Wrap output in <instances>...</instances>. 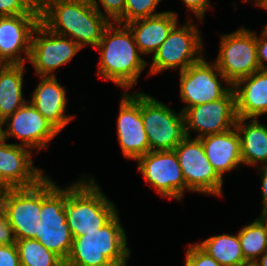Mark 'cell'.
Segmentation results:
<instances>
[{"label":"cell","mask_w":267,"mask_h":266,"mask_svg":"<svg viewBox=\"0 0 267 266\" xmlns=\"http://www.w3.org/2000/svg\"><path fill=\"white\" fill-rule=\"evenodd\" d=\"M40 22L52 32L68 37L81 48L96 47L111 23L90 0H39Z\"/></svg>","instance_id":"6da1fadb"},{"label":"cell","mask_w":267,"mask_h":266,"mask_svg":"<svg viewBox=\"0 0 267 266\" xmlns=\"http://www.w3.org/2000/svg\"><path fill=\"white\" fill-rule=\"evenodd\" d=\"M111 22L95 47L101 54L97 74L124 90L132 88L146 68L145 59L135 43L133 33L126 24Z\"/></svg>","instance_id":"7a4b0ae2"},{"label":"cell","mask_w":267,"mask_h":266,"mask_svg":"<svg viewBox=\"0 0 267 266\" xmlns=\"http://www.w3.org/2000/svg\"><path fill=\"white\" fill-rule=\"evenodd\" d=\"M130 254L126 232L117 213L97 231L73 237L65 266H127Z\"/></svg>","instance_id":"3957f363"},{"label":"cell","mask_w":267,"mask_h":266,"mask_svg":"<svg viewBox=\"0 0 267 266\" xmlns=\"http://www.w3.org/2000/svg\"><path fill=\"white\" fill-rule=\"evenodd\" d=\"M81 178L67 187L66 221L72 237L97 231L117 213L115 204L101 192L94 178Z\"/></svg>","instance_id":"277c9868"},{"label":"cell","mask_w":267,"mask_h":266,"mask_svg":"<svg viewBox=\"0 0 267 266\" xmlns=\"http://www.w3.org/2000/svg\"><path fill=\"white\" fill-rule=\"evenodd\" d=\"M67 187L60 188L51 178L41 180L40 221L36 240L64 261L70 254L73 237L66 221Z\"/></svg>","instance_id":"5b68a950"},{"label":"cell","mask_w":267,"mask_h":266,"mask_svg":"<svg viewBox=\"0 0 267 266\" xmlns=\"http://www.w3.org/2000/svg\"><path fill=\"white\" fill-rule=\"evenodd\" d=\"M141 117L150 151L174 150L188 137L183 112L175 113L144 92H141Z\"/></svg>","instance_id":"8992f818"},{"label":"cell","mask_w":267,"mask_h":266,"mask_svg":"<svg viewBox=\"0 0 267 266\" xmlns=\"http://www.w3.org/2000/svg\"><path fill=\"white\" fill-rule=\"evenodd\" d=\"M176 24L166 40L153 54L149 75H155L164 70L179 67V72L203 58V45L200 31L189 20L177 28Z\"/></svg>","instance_id":"52a82bcc"},{"label":"cell","mask_w":267,"mask_h":266,"mask_svg":"<svg viewBox=\"0 0 267 266\" xmlns=\"http://www.w3.org/2000/svg\"><path fill=\"white\" fill-rule=\"evenodd\" d=\"M220 40L219 54L214 63L232 86L260 70L254 31L241 27L222 35Z\"/></svg>","instance_id":"ba28073f"},{"label":"cell","mask_w":267,"mask_h":266,"mask_svg":"<svg viewBox=\"0 0 267 266\" xmlns=\"http://www.w3.org/2000/svg\"><path fill=\"white\" fill-rule=\"evenodd\" d=\"M191 138L188 136L174 149L185 180V191L222 196L223 179L206 157L201 139Z\"/></svg>","instance_id":"9c48e42d"},{"label":"cell","mask_w":267,"mask_h":266,"mask_svg":"<svg viewBox=\"0 0 267 266\" xmlns=\"http://www.w3.org/2000/svg\"><path fill=\"white\" fill-rule=\"evenodd\" d=\"M228 85L222 87V81ZM180 98L186 106L181 110L185 112L195 105L209 103L223 98L231 89L232 85L218 70L214 62H206L202 58L199 62L190 65L180 72ZM230 85V86H229Z\"/></svg>","instance_id":"30bf717a"},{"label":"cell","mask_w":267,"mask_h":266,"mask_svg":"<svg viewBox=\"0 0 267 266\" xmlns=\"http://www.w3.org/2000/svg\"><path fill=\"white\" fill-rule=\"evenodd\" d=\"M81 49L72 39L52 32L39 22L32 33L29 61L38 77H54V71L69 63Z\"/></svg>","instance_id":"8fae6325"},{"label":"cell","mask_w":267,"mask_h":266,"mask_svg":"<svg viewBox=\"0 0 267 266\" xmlns=\"http://www.w3.org/2000/svg\"><path fill=\"white\" fill-rule=\"evenodd\" d=\"M144 179L161 197L182 200L185 180L174 150L149 151L137 160Z\"/></svg>","instance_id":"7c38bea8"},{"label":"cell","mask_w":267,"mask_h":266,"mask_svg":"<svg viewBox=\"0 0 267 266\" xmlns=\"http://www.w3.org/2000/svg\"><path fill=\"white\" fill-rule=\"evenodd\" d=\"M4 125L8 127L6 130ZM4 129V130H3ZM60 132L27 100L12 115L0 122V137L8 140L10 136L21 141V146L31 150L46 148Z\"/></svg>","instance_id":"4fadbf2b"},{"label":"cell","mask_w":267,"mask_h":266,"mask_svg":"<svg viewBox=\"0 0 267 266\" xmlns=\"http://www.w3.org/2000/svg\"><path fill=\"white\" fill-rule=\"evenodd\" d=\"M0 207L8 215L16 240L36 239L40 221L41 181L28 188H10L0 197Z\"/></svg>","instance_id":"5bb4252c"},{"label":"cell","mask_w":267,"mask_h":266,"mask_svg":"<svg viewBox=\"0 0 267 266\" xmlns=\"http://www.w3.org/2000/svg\"><path fill=\"white\" fill-rule=\"evenodd\" d=\"M186 132H198L196 138L225 132L236 125V103L233 88L218 100L195 105L184 113Z\"/></svg>","instance_id":"9a60e30c"},{"label":"cell","mask_w":267,"mask_h":266,"mask_svg":"<svg viewBox=\"0 0 267 266\" xmlns=\"http://www.w3.org/2000/svg\"><path fill=\"white\" fill-rule=\"evenodd\" d=\"M117 119V135L123 155L131 160L150 151L141 117V92L122 94Z\"/></svg>","instance_id":"2e32d148"},{"label":"cell","mask_w":267,"mask_h":266,"mask_svg":"<svg viewBox=\"0 0 267 266\" xmlns=\"http://www.w3.org/2000/svg\"><path fill=\"white\" fill-rule=\"evenodd\" d=\"M39 22L40 14L0 16V57L6 64L29 60L32 33Z\"/></svg>","instance_id":"e0dca14e"},{"label":"cell","mask_w":267,"mask_h":266,"mask_svg":"<svg viewBox=\"0 0 267 266\" xmlns=\"http://www.w3.org/2000/svg\"><path fill=\"white\" fill-rule=\"evenodd\" d=\"M32 150L0 137V178L9 188H28L46 177L33 165Z\"/></svg>","instance_id":"ac0fdd59"},{"label":"cell","mask_w":267,"mask_h":266,"mask_svg":"<svg viewBox=\"0 0 267 266\" xmlns=\"http://www.w3.org/2000/svg\"><path fill=\"white\" fill-rule=\"evenodd\" d=\"M41 81L29 100L32 105L60 132L75 118L66 115V88L58 83L57 77L41 76Z\"/></svg>","instance_id":"d6986e66"},{"label":"cell","mask_w":267,"mask_h":266,"mask_svg":"<svg viewBox=\"0 0 267 266\" xmlns=\"http://www.w3.org/2000/svg\"><path fill=\"white\" fill-rule=\"evenodd\" d=\"M200 139L206 157L222 179L225 172L236 169L239 164H243L241 140L236 127Z\"/></svg>","instance_id":"ffe728a7"},{"label":"cell","mask_w":267,"mask_h":266,"mask_svg":"<svg viewBox=\"0 0 267 266\" xmlns=\"http://www.w3.org/2000/svg\"><path fill=\"white\" fill-rule=\"evenodd\" d=\"M239 118H257L267 114V69H260L232 86Z\"/></svg>","instance_id":"44dd1931"},{"label":"cell","mask_w":267,"mask_h":266,"mask_svg":"<svg viewBox=\"0 0 267 266\" xmlns=\"http://www.w3.org/2000/svg\"><path fill=\"white\" fill-rule=\"evenodd\" d=\"M178 23V14L165 11L154 16L133 20L126 25L133 33L140 53L153 55Z\"/></svg>","instance_id":"7402d4cb"},{"label":"cell","mask_w":267,"mask_h":266,"mask_svg":"<svg viewBox=\"0 0 267 266\" xmlns=\"http://www.w3.org/2000/svg\"><path fill=\"white\" fill-rule=\"evenodd\" d=\"M247 120H250L249 124L245 122ZM235 127L241 140L242 163L247 166L258 162L267 164V127L256 118L239 117Z\"/></svg>","instance_id":"603a6c76"},{"label":"cell","mask_w":267,"mask_h":266,"mask_svg":"<svg viewBox=\"0 0 267 266\" xmlns=\"http://www.w3.org/2000/svg\"><path fill=\"white\" fill-rule=\"evenodd\" d=\"M25 64H6L0 70V122L27 101L23 97Z\"/></svg>","instance_id":"cb8c5ba5"},{"label":"cell","mask_w":267,"mask_h":266,"mask_svg":"<svg viewBox=\"0 0 267 266\" xmlns=\"http://www.w3.org/2000/svg\"><path fill=\"white\" fill-rule=\"evenodd\" d=\"M196 244L221 266H244L248 264L242 253L238 232L236 235L211 236Z\"/></svg>","instance_id":"d4e9b609"},{"label":"cell","mask_w":267,"mask_h":266,"mask_svg":"<svg viewBox=\"0 0 267 266\" xmlns=\"http://www.w3.org/2000/svg\"><path fill=\"white\" fill-rule=\"evenodd\" d=\"M21 266H65V261L36 239L16 241Z\"/></svg>","instance_id":"484cf974"},{"label":"cell","mask_w":267,"mask_h":266,"mask_svg":"<svg viewBox=\"0 0 267 266\" xmlns=\"http://www.w3.org/2000/svg\"><path fill=\"white\" fill-rule=\"evenodd\" d=\"M238 238L247 263L254 264L267 250V231L258 218L241 228Z\"/></svg>","instance_id":"4316f807"},{"label":"cell","mask_w":267,"mask_h":266,"mask_svg":"<svg viewBox=\"0 0 267 266\" xmlns=\"http://www.w3.org/2000/svg\"><path fill=\"white\" fill-rule=\"evenodd\" d=\"M161 0H125L124 24L133 20L161 14L154 12Z\"/></svg>","instance_id":"83f0119b"},{"label":"cell","mask_w":267,"mask_h":266,"mask_svg":"<svg viewBox=\"0 0 267 266\" xmlns=\"http://www.w3.org/2000/svg\"><path fill=\"white\" fill-rule=\"evenodd\" d=\"M40 14L39 0H0V16Z\"/></svg>","instance_id":"f1b7e54d"},{"label":"cell","mask_w":267,"mask_h":266,"mask_svg":"<svg viewBox=\"0 0 267 266\" xmlns=\"http://www.w3.org/2000/svg\"><path fill=\"white\" fill-rule=\"evenodd\" d=\"M98 1L104 8V11L108 14L102 13L100 10ZM90 0L95 9L103 16H106L109 21L115 23L124 24V9H125V0ZM111 18V19H110Z\"/></svg>","instance_id":"f546056e"},{"label":"cell","mask_w":267,"mask_h":266,"mask_svg":"<svg viewBox=\"0 0 267 266\" xmlns=\"http://www.w3.org/2000/svg\"><path fill=\"white\" fill-rule=\"evenodd\" d=\"M185 266H221L196 243L190 244L186 251Z\"/></svg>","instance_id":"4dcf8cb0"},{"label":"cell","mask_w":267,"mask_h":266,"mask_svg":"<svg viewBox=\"0 0 267 266\" xmlns=\"http://www.w3.org/2000/svg\"><path fill=\"white\" fill-rule=\"evenodd\" d=\"M16 241L9 217L0 207V245H14Z\"/></svg>","instance_id":"1f68e13d"},{"label":"cell","mask_w":267,"mask_h":266,"mask_svg":"<svg viewBox=\"0 0 267 266\" xmlns=\"http://www.w3.org/2000/svg\"><path fill=\"white\" fill-rule=\"evenodd\" d=\"M0 266H21L16 244L0 245Z\"/></svg>","instance_id":"d6a6232c"},{"label":"cell","mask_w":267,"mask_h":266,"mask_svg":"<svg viewBox=\"0 0 267 266\" xmlns=\"http://www.w3.org/2000/svg\"><path fill=\"white\" fill-rule=\"evenodd\" d=\"M257 58L260 69H267V30L264 28L260 37L256 35Z\"/></svg>","instance_id":"836d02e7"},{"label":"cell","mask_w":267,"mask_h":266,"mask_svg":"<svg viewBox=\"0 0 267 266\" xmlns=\"http://www.w3.org/2000/svg\"><path fill=\"white\" fill-rule=\"evenodd\" d=\"M195 16L203 21L206 10L211 6L209 0H181Z\"/></svg>","instance_id":"e575fe53"},{"label":"cell","mask_w":267,"mask_h":266,"mask_svg":"<svg viewBox=\"0 0 267 266\" xmlns=\"http://www.w3.org/2000/svg\"><path fill=\"white\" fill-rule=\"evenodd\" d=\"M259 171L261 172V182H262V201H263V207L262 209L267 208V164L264 166H258Z\"/></svg>","instance_id":"d590c367"},{"label":"cell","mask_w":267,"mask_h":266,"mask_svg":"<svg viewBox=\"0 0 267 266\" xmlns=\"http://www.w3.org/2000/svg\"><path fill=\"white\" fill-rule=\"evenodd\" d=\"M256 266H267V250L254 263Z\"/></svg>","instance_id":"8d00e7d4"},{"label":"cell","mask_w":267,"mask_h":266,"mask_svg":"<svg viewBox=\"0 0 267 266\" xmlns=\"http://www.w3.org/2000/svg\"><path fill=\"white\" fill-rule=\"evenodd\" d=\"M258 219L261 221V223L265 227V230L267 231V208L262 209L261 216L258 217Z\"/></svg>","instance_id":"74e56055"},{"label":"cell","mask_w":267,"mask_h":266,"mask_svg":"<svg viewBox=\"0 0 267 266\" xmlns=\"http://www.w3.org/2000/svg\"><path fill=\"white\" fill-rule=\"evenodd\" d=\"M10 188L0 178V197L9 190Z\"/></svg>","instance_id":"f35d334b"},{"label":"cell","mask_w":267,"mask_h":266,"mask_svg":"<svg viewBox=\"0 0 267 266\" xmlns=\"http://www.w3.org/2000/svg\"><path fill=\"white\" fill-rule=\"evenodd\" d=\"M254 2L256 6L261 8L267 2V0H255Z\"/></svg>","instance_id":"ab89813d"},{"label":"cell","mask_w":267,"mask_h":266,"mask_svg":"<svg viewBox=\"0 0 267 266\" xmlns=\"http://www.w3.org/2000/svg\"><path fill=\"white\" fill-rule=\"evenodd\" d=\"M6 65L5 61L0 57V70Z\"/></svg>","instance_id":"60d3db41"},{"label":"cell","mask_w":267,"mask_h":266,"mask_svg":"<svg viewBox=\"0 0 267 266\" xmlns=\"http://www.w3.org/2000/svg\"><path fill=\"white\" fill-rule=\"evenodd\" d=\"M244 266H256V265L253 264V263H248V264H246V265H244Z\"/></svg>","instance_id":"b9f144b4"},{"label":"cell","mask_w":267,"mask_h":266,"mask_svg":"<svg viewBox=\"0 0 267 266\" xmlns=\"http://www.w3.org/2000/svg\"><path fill=\"white\" fill-rule=\"evenodd\" d=\"M267 10V2L261 7Z\"/></svg>","instance_id":"7bdbcfd3"}]
</instances>
